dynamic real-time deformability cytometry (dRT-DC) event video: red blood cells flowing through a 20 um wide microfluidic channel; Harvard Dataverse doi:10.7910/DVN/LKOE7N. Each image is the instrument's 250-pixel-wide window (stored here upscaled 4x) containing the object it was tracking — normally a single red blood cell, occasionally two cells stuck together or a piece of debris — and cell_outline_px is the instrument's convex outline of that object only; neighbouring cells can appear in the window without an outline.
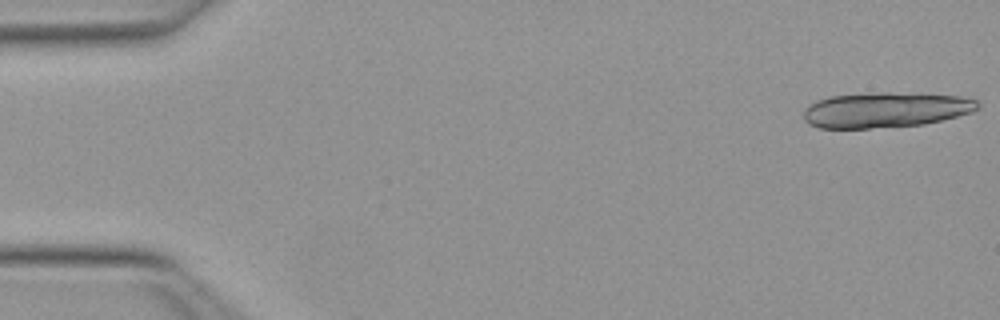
{"species": "Egyptian fruit bat (a non-hibernating species)", "species_latin": "Rousettus aegyptiacus", "temperature_condition": "warm", "stored_images_in_passage": 3, "camera_frame_rate_fps": 3000, "um_per_image_px": 0.085, "animal": {"sex": "female"}, "frame": {"image": 1, "passage_image": 1, "time_ms": 0.0, "image_size_px": [1000, 320], "cell_outline_px": [[980, 108], [972, 112], [924, 124], [868, 128], [820, 128], [808, 124], [804, 120], [804, 108], [808, 104], [816, 100], [832, 96], [880, 92], [924, 92], [960, 96], [976, 100], [980, 104]], "centroid_in_image_um": [75.28, 9.32], "position_along_channel_um": 9.7, "area_um2": 36.24}}